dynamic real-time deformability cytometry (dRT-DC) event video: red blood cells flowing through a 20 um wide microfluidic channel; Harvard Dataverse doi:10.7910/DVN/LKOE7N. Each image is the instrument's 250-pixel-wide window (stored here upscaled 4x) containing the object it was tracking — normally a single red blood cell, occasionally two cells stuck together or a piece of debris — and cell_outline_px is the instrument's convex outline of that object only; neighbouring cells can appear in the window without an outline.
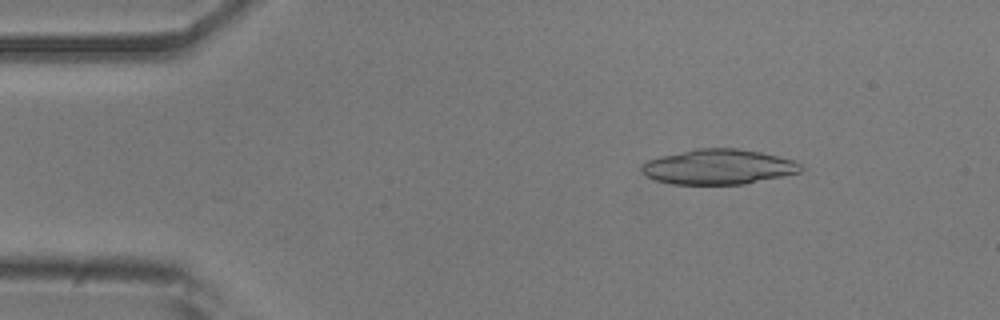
{"species": "common noctule bat (a hibernating species)", "species_latin": "Nyctalus noctula", "temperature_condition": "room temperature", "stored_images_in_passage": 52, "camera_frame_rate_fps": 3000, "um_per_image_px": 0.085, "animal": {"sex": "male", "body_mass_g": 20.5, "forearm_length_mm": 52.5}, "frame": {"image": 1, "passage_image": 7, "time_ms": 2.0, "image_size_px": [1000, 320], "cell_outline_px": [[804, 168], [800, 172], [744, 184], [672, 184], [656, 180], [640, 172], [640, 168], [648, 160], [660, 156], [696, 148], [736, 148], [760, 152], [796, 160]], "centroid_in_image_um": [61.07, 14.17], "position_along_channel_um": 23.9, "area_um2": 32.48}}